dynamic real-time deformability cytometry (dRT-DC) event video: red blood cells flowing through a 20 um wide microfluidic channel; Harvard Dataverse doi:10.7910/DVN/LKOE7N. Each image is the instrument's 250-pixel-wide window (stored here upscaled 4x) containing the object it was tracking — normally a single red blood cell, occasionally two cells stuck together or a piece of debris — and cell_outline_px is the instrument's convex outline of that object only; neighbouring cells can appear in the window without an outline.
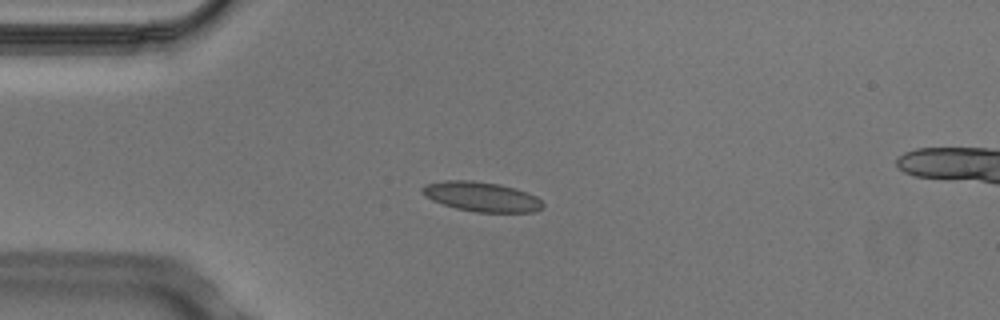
{"species": "Egyptian fruit bat (a non-hibernating species)", "species_latin": "Rousettus aegyptiacus", "temperature_condition": "cold", "stored_images_in_passage": 8, "camera_frame_rate_fps": 3000, "um_per_image_px": 0.085, "animal": {"sex": "male"}, "frame": {"image": 1, "passage_image": 4, "time_ms": 1.0, "image_size_px": [1000, 320], "cell_outline_px": [[544, 208], [536, 212], [476, 212], [456, 208], [432, 200], [424, 196], [420, 192], [420, 188], [424, 184], [444, 180], [472, 180], [500, 184], [516, 188], [528, 192], [536, 196], [544, 204]], "centroid_in_image_um": [40.93, 16.71], "position_along_channel_um": 44.1, "area_um2": 21.15}}
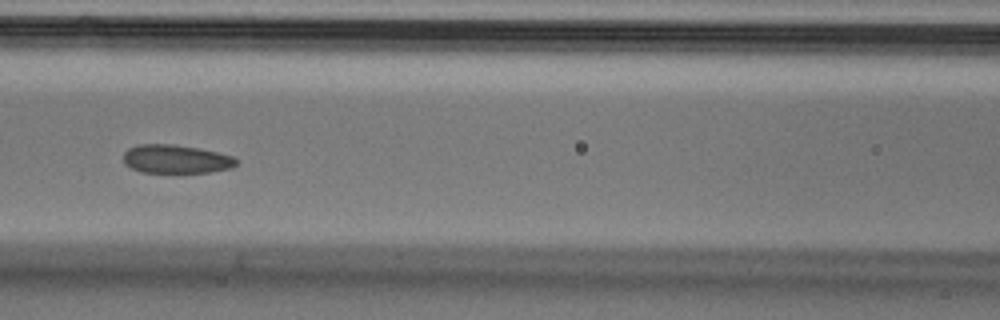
{"frame": {"image": 2, "passage_image": 7, "time_ms": 2.0, "image_size_px": [1000, 320], "cell_outline_px": [[236, 164], [232, 168], [208, 172], [140, 172], [124, 164], [124, 152], [128, 148], [136, 144], [172, 144], [196, 148], [216, 152], [232, 156], [236, 160]], "centroid_in_image_um": [14.91, 13.52], "position_along_channel_um": 151.7, "area_um2": 18.61}}
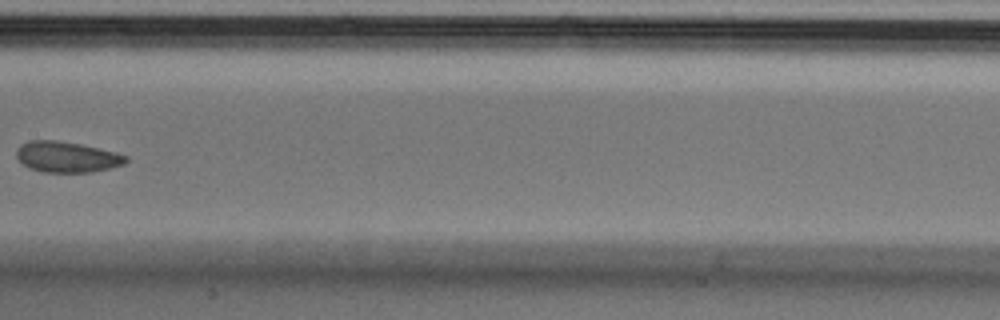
{"frame": {"image": 3, "passage_image": 8, "time_ms": 2.333, "image_size_px": [1000, 320], "cell_outline_px": [[128, 160], [124, 164], [92, 172], [44, 172], [28, 168], [16, 156], [16, 148], [20, 144], [28, 140], [56, 140], [80, 144], [116, 152], [128, 156]], "centroid_in_image_um": [5.66, 13.33], "position_along_channel_um": 201.7, "area_um2": 19.65}}